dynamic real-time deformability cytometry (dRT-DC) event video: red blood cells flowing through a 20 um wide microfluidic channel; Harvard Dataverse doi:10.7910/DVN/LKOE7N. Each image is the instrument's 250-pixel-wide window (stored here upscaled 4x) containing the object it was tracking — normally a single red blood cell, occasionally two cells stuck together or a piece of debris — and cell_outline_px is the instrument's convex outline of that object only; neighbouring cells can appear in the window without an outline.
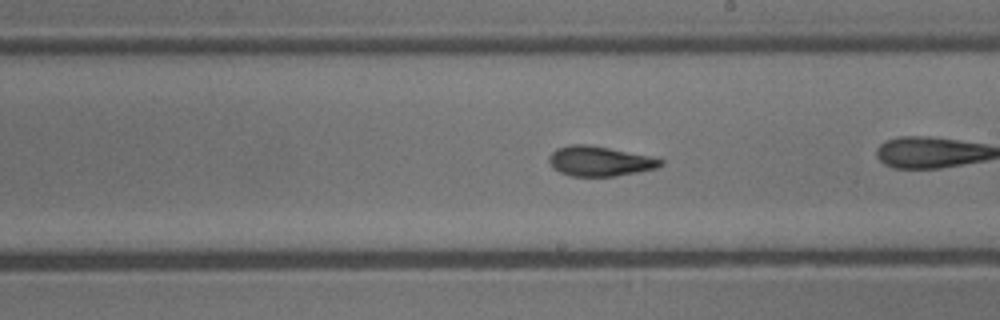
{"species": "common noctule bat (a hibernating species)", "species_latin": "Nyctalus noctula", "temperature_condition": "cold", "stored_images_in_passage": 30, "camera_frame_rate_fps": 3000, "um_per_image_px": 0.085, "animal": {"sex": "male", "body_mass_g": 13.3}, "frame": {"image": 1, "passage_image": 18, "time_ms": 5.667, "image_size_px": [1000, 320], "cell_outline_px": [[664, 164], [656, 168], [616, 176], [572, 176], [560, 172], [552, 168], [548, 160], [548, 156], [556, 148], [568, 144], [588, 144], [652, 156], [664, 160]], "centroid_in_image_um": [50.95, 13.69], "position_along_channel_um": 238.0, "area_um2": 19.59}}